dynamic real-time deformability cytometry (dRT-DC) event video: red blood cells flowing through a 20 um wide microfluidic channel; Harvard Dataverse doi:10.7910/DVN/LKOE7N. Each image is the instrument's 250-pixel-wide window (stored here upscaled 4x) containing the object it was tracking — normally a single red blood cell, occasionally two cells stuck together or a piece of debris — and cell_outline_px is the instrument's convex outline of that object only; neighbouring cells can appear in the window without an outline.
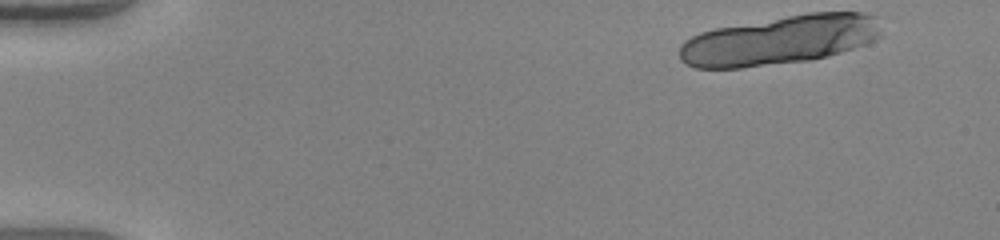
{"species": "human", "species_latin": "Homo sapiens", "temperature_condition": "warm", "stored_images_in_passage": 17, "segment_of_instrument_passage": [1, 2], "camera_frame_rate_fps": 3000, "um_per_image_px": 0.085, "donor": {"sex": "female"}, "frame": {"image": 1, "passage_image": 1, "time_ms": 0.0, "image_size_px": [1000, 240], "cell_outline_px": [[884, 36], [876, 40], [828, 56], [808, 60], [740, 68], [696, 68], [680, 60], [680, 44], [684, 40], [700, 32], [716, 28], [808, 12], [864, 12], [880, 16]], "centroid_in_image_um": [66.36, 3.39], "position_along_channel_um": 18.6, "area_um2": 58.32}}